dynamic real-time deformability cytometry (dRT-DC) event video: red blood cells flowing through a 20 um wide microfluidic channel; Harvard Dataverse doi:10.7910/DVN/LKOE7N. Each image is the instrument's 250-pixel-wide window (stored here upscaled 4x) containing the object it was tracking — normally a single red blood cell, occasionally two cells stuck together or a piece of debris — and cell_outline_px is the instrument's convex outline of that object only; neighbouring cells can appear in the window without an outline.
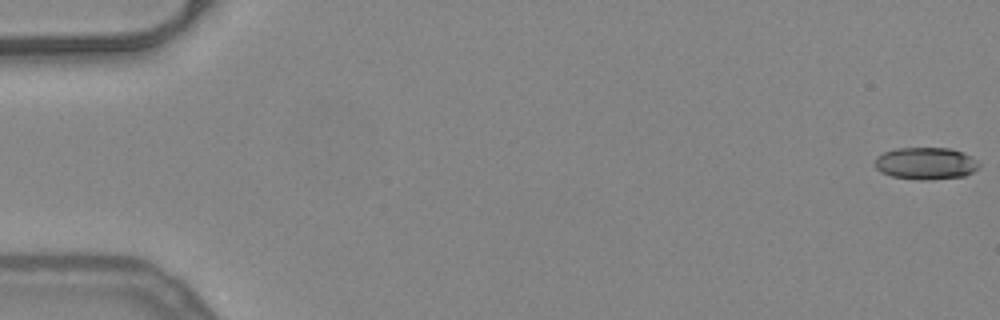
{"species": "common noctule bat (a hibernating species)", "species_latin": "Nyctalus noctula", "temperature_condition": "warm", "stored_images_in_passage": 50, "camera_frame_rate_fps": 3000, "um_per_image_px": 0.085, "animal": {"sex": "female", "body_mass_g": 24.6, "forearm_length_mm": 56.2}, "frame": {"image": 1, "passage_image": 1, "time_ms": 0.0, "image_size_px": [1000, 320], "cell_outline_px": [[980, 164], [972, 172], [964, 176], [928, 180], [920, 180], [892, 176], [880, 172], [872, 164], [876, 156], [884, 152], [896, 148], [948, 148], [960, 152], [976, 160]], "centroid_in_image_um": [78.61, 13.89], "position_along_channel_um": 6.4, "area_um2": 19.42}}
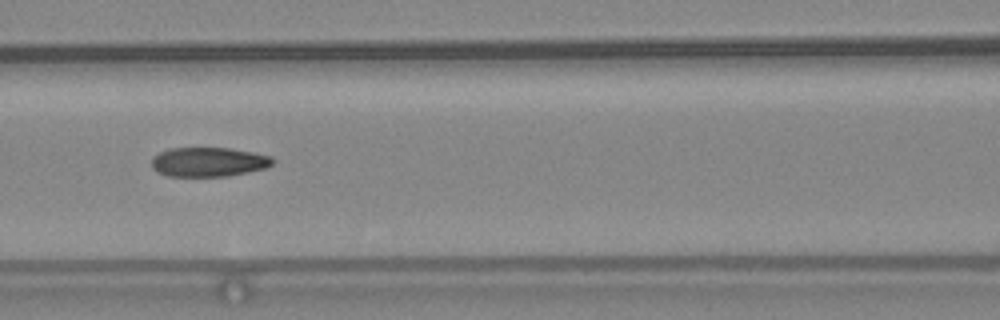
{"frame": {"image": 2, "passage_image": 24, "time_ms": 7.667, "image_size_px": [1000, 320], "cell_outline_px": [[276, 160], [268, 168], [228, 176], [168, 176], [156, 172], [152, 168], [152, 156], [168, 148], [228, 148], [252, 152], [272, 156]], "centroid_in_image_um": [17.74, 13.77], "position_along_channel_um": 148.9, "area_um2": 20.92}}
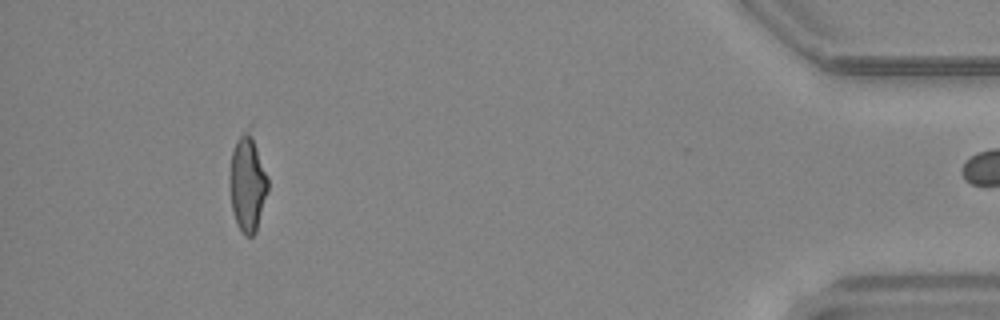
{"frame": {"image": 3, "passage_image": 49, "time_ms": 16.0, "image_size_px": [1000, 320], "cell_outline_px": [[268, 192], [256, 232], [252, 236], [244, 236], [240, 232], [236, 224], [232, 212], [228, 180], [232, 152], [240, 136], [248, 124], [252, 120], [268, 176]], "centroid_in_image_um": [21.06, 15.48], "position_along_channel_um": 414.1, "area_um2": 22.83}}